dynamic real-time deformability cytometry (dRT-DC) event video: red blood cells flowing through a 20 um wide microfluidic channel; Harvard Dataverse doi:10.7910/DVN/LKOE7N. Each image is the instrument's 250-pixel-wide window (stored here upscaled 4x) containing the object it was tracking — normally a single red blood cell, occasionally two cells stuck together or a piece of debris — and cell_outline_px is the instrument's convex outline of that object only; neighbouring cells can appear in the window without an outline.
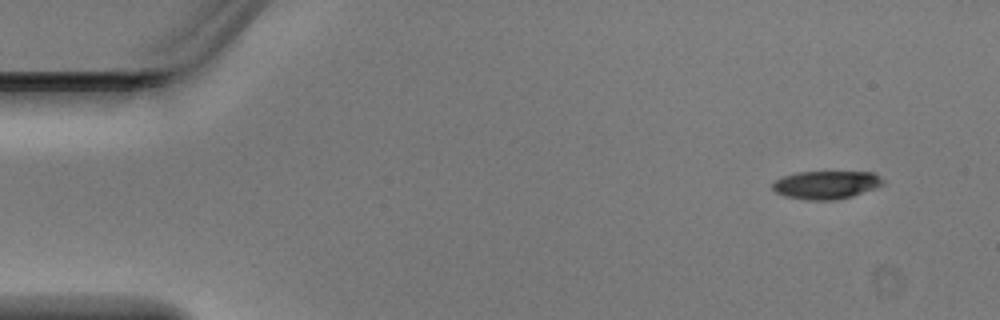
{"species": "Egyptian fruit bat (a non-hibernating species)", "species_latin": "Rousettus aegyptiacus", "temperature_condition": "warm", "stored_images_in_passage": 5, "camera_frame_rate_fps": 3000, "um_per_image_px": 0.085, "animal": {"sex": "male"}, "frame": {"image": 1, "passage_image": 1, "time_ms": 0.0, "image_size_px": [1000, 320], "cell_outline_px": [[884, 184], [876, 188], [852, 196], [836, 200], [808, 200], [784, 196], [776, 192], [772, 188], [772, 184], [776, 180], [784, 176], [796, 172], [876, 172], [884, 180]], "centroid_in_image_um": [70.25, 15.71], "position_along_channel_um": 14.7, "area_um2": 18.21}}
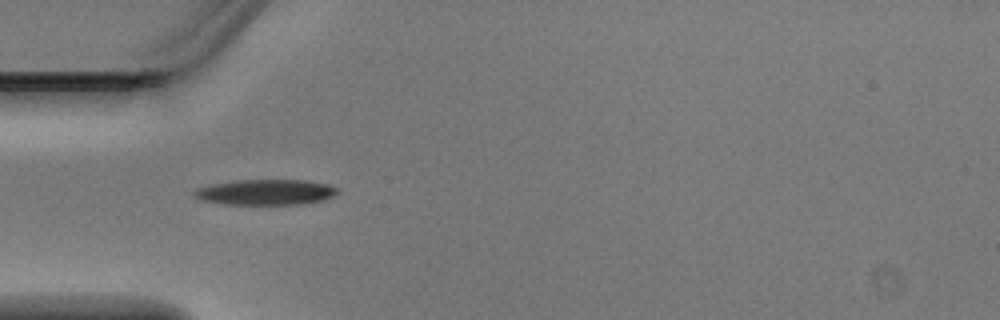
{"frame": {"image": 2, "passage_image": 4, "time_ms": 1.0, "image_size_px": [1000, 320], "cell_outline_px": [[340, 192], [324, 200], [304, 204], [224, 204], [200, 200], [192, 196], [192, 192], [196, 188], [212, 184], [236, 180], [304, 180], [328, 184], [336, 188]], "centroid_in_image_um": [22.55, 16.33], "position_along_channel_um": 62.4, "area_um2": 21.44}}
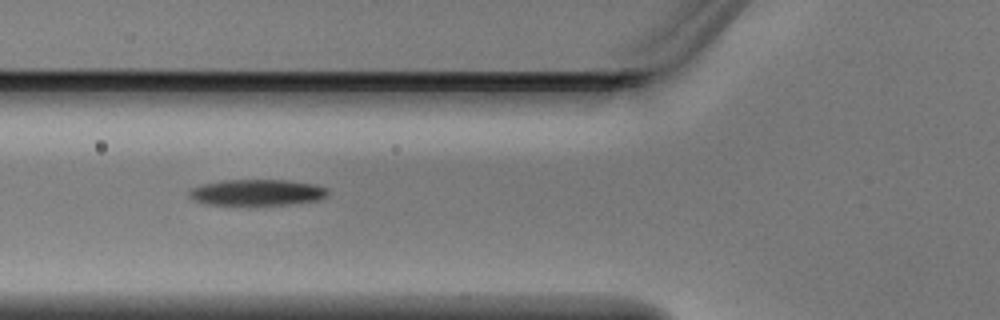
{"frame": {"image": 3, "passage_image": 5, "time_ms": 1.333, "image_size_px": [1000, 320], "cell_outline_px": [[328, 196], [320, 200], [288, 204], [204, 204], [188, 196], [188, 188], [200, 184], [224, 180], [288, 180], [316, 184], [328, 188]], "centroid_in_image_um": [21.85, 16.34], "position_along_channel_um": 103.9, "area_um2": 21.21}}